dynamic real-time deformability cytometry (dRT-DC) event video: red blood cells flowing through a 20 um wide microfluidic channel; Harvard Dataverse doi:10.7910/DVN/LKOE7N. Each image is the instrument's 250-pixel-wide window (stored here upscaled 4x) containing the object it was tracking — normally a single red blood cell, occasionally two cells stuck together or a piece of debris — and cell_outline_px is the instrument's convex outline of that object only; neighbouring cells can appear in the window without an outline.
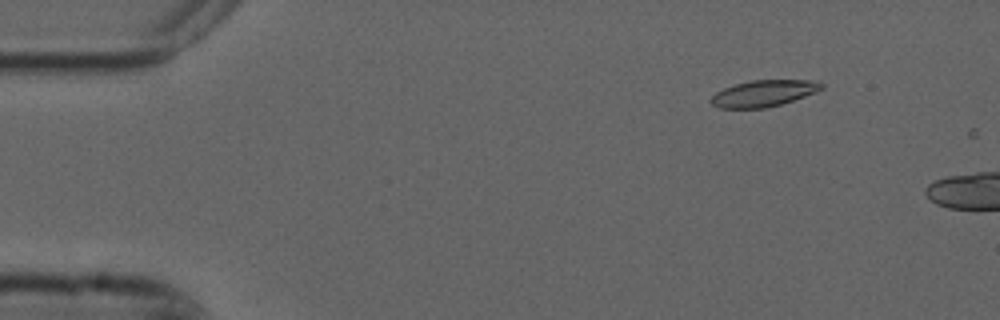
{"species": "common noctule bat (a hibernating species)", "species_latin": "Nyctalus noctula", "temperature_condition": "cold", "stored_images_in_passage": 3, "camera_frame_rate_fps": 3000, "um_per_image_px": 0.085, "animal": {"sex": "male", "forearm_length_mm": 52.5}, "frame": {"image": 1, "passage_image": 2, "time_ms": 0.333, "image_size_px": [1000, 320], "cell_outline_px": [[824, 88], [816, 92], [780, 104], [764, 108], [720, 108], [712, 104], [708, 100], [716, 92], [724, 88], [736, 84], [752, 80], [820, 80], [824, 84]], "centroid_in_image_um": [64.93, 7.92], "position_along_channel_um": 20.1, "area_um2": 16.99}}